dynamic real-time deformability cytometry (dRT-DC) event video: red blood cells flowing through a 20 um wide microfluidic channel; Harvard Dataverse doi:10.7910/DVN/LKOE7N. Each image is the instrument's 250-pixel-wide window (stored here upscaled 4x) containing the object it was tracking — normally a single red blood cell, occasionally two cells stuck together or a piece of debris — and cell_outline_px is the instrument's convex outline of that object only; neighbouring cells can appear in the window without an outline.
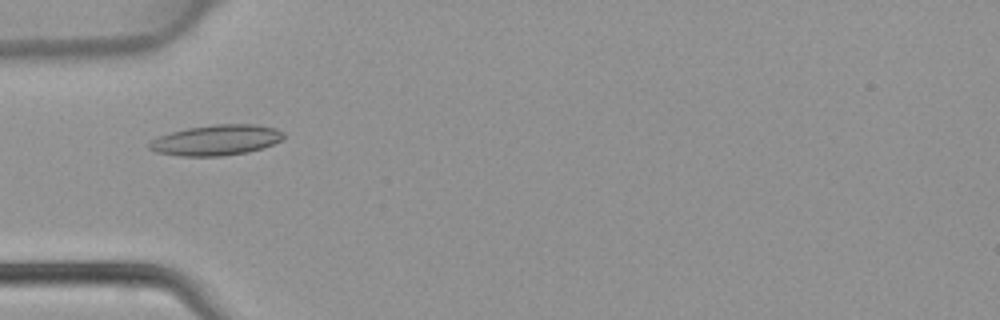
{"species": "common noctule bat (a hibernating species)", "species_latin": "Nyctalus noctula", "temperature_condition": "warm", "stored_images_in_passage": 3, "camera_frame_rate_fps": 3000, "um_per_image_px": 0.085, "animal": {"sex": "female", "body_mass_g": 22.7, "forearm_length_mm": 54.2}, "frame": {"image": 1, "passage_image": 3, "time_ms": 0.667, "image_size_px": [1000, 320], "cell_outline_px": [[284, 136], [280, 140], [272, 144], [248, 152], [220, 156], [180, 156], [156, 152], [148, 148], [148, 144], [152, 140], [160, 136], [172, 132], [188, 128], [212, 124], [256, 124], [276, 128], [284, 132]], "centroid_in_image_um": [18.38, 11.9], "position_along_channel_um": 66.6, "area_um2": 23.76}}